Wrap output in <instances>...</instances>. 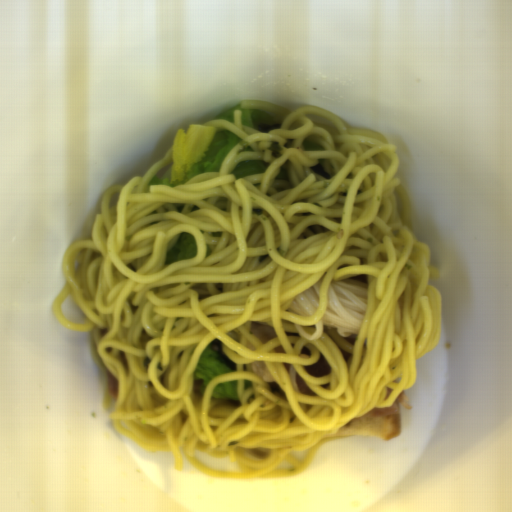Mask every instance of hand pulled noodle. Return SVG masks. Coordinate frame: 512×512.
<instances>
[{"label":"hand pulled noodle","mask_w":512,"mask_h":512,"mask_svg":"<svg viewBox=\"0 0 512 512\" xmlns=\"http://www.w3.org/2000/svg\"><path fill=\"white\" fill-rule=\"evenodd\" d=\"M240 107L268 113L280 128L243 125L241 110L206 121L240 141L218 170L183 185H151L173 161V147L142 176L114 184L101 199L90 236L66 250V279L52 307L63 327L88 332L104 375L118 395L114 429L149 452L180 448L201 474L274 479L306 471L324 438L382 406L417 381L416 359L440 341L443 297L428 285L440 273L430 247L413 233L410 198L398 175L399 151L377 131L352 127L329 109H290L264 100ZM312 139L323 151H305ZM278 142L283 156L268 150ZM262 159L263 173L237 179L240 160ZM321 164L331 179L313 174ZM194 235L196 256L166 262L179 235ZM367 275L364 322L357 337L324 330L307 340L325 310L330 284ZM322 278L317 312L286 311L295 295ZM85 322L61 313L67 296ZM275 328L264 344L251 323ZM223 341L236 371L211 378L204 394L194 368L212 340ZM264 361L287 397L254 374ZM297 368L315 393L296 391L284 368ZM238 380L241 399L212 398L215 384ZM232 458L237 472L194 458Z\"/></svg>","instance_id":"14784b9a"}]
</instances>
